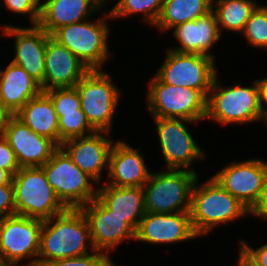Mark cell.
Returning a JSON list of instances; mask_svg holds the SVG:
<instances>
[{"label": "cell", "instance_id": "obj_1", "mask_svg": "<svg viewBox=\"0 0 267 266\" xmlns=\"http://www.w3.org/2000/svg\"><path fill=\"white\" fill-rule=\"evenodd\" d=\"M87 242L93 253L90 228L83 211L67 208L63 213L43 221L37 261L45 264L90 254Z\"/></svg>", "mask_w": 267, "mask_h": 266}, {"label": "cell", "instance_id": "obj_2", "mask_svg": "<svg viewBox=\"0 0 267 266\" xmlns=\"http://www.w3.org/2000/svg\"><path fill=\"white\" fill-rule=\"evenodd\" d=\"M197 181L196 179L191 194L190 218L198 236L211 232L216 225L250 214L249 209L213 177L204 185L198 186Z\"/></svg>", "mask_w": 267, "mask_h": 266}, {"label": "cell", "instance_id": "obj_3", "mask_svg": "<svg viewBox=\"0 0 267 266\" xmlns=\"http://www.w3.org/2000/svg\"><path fill=\"white\" fill-rule=\"evenodd\" d=\"M191 170L166 169L152 172L143 186L145 211L151 213H190L191 194L197 177Z\"/></svg>", "mask_w": 267, "mask_h": 266}, {"label": "cell", "instance_id": "obj_4", "mask_svg": "<svg viewBox=\"0 0 267 266\" xmlns=\"http://www.w3.org/2000/svg\"><path fill=\"white\" fill-rule=\"evenodd\" d=\"M218 84L215 76L207 99L206 119L223 125L264 120L257 80L252 87L233 85L223 88Z\"/></svg>", "mask_w": 267, "mask_h": 266}, {"label": "cell", "instance_id": "obj_5", "mask_svg": "<svg viewBox=\"0 0 267 266\" xmlns=\"http://www.w3.org/2000/svg\"><path fill=\"white\" fill-rule=\"evenodd\" d=\"M15 212L39 220H48L67 208L57 198L42 167L20 168L13 176Z\"/></svg>", "mask_w": 267, "mask_h": 266}, {"label": "cell", "instance_id": "obj_6", "mask_svg": "<svg viewBox=\"0 0 267 266\" xmlns=\"http://www.w3.org/2000/svg\"><path fill=\"white\" fill-rule=\"evenodd\" d=\"M41 167L57 198L66 208L80 209L97 197L98 188L91 183L93 179L61 147Z\"/></svg>", "mask_w": 267, "mask_h": 266}, {"label": "cell", "instance_id": "obj_7", "mask_svg": "<svg viewBox=\"0 0 267 266\" xmlns=\"http://www.w3.org/2000/svg\"><path fill=\"white\" fill-rule=\"evenodd\" d=\"M94 22L80 21L57 29L51 37L66 46L89 70H101L109 56L107 19L110 13Z\"/></svg>", "mask_w": 267, "mask_h": 266}, {"label": "cell", "instance_id": "obj_8", "mask_svg": "<svg viewBox=\"0 0 267 266\" xmlns=\"http://www.w3.org/2000/svg\"><path fill=\"white\" fill-rule=\"evenodd\" d=\"M147 102L152 117L182 118L195 123L207 116V98L199 90L166 84L156 75L150 80Z\"/></svg>", "mask_w": 267, "mask_h": 266}, {"label": "cell", "instance_id": "obj_9", "mask_svg": "<svg viewBox=\"0 0 267 266\" xmlns=\"http://www.w3.org/2000/svg\"><path fill=\"white\" fill-rule=\"evenodd\" d=\"M80 106L89 124L97 132H109L118 106L120 91L111 76L101 70H89L76 84Z\"/></svg>", "mask_w": 267, "mask_h": 266}, {"label": "cell", "instance_id": "obj_10", "mask_svg": "<svg viewBox=\"0 0 267 266\" xmlns=\"http://www.w3.org/2000/svg\"><path fill=\"white\" fill-rule=\"evenodd\" d=\"M214 58L168 50L166 60L155 74L162 82L199 90L207 99L217 71Z\"/></svg>", "mask_w": 267, "mask_h": 266}, {"label": "cell", "instance_id": "obj_11", "mask_svg": "<svg viewBox=\"0 0 267 266\" xmlns=\"http://www.w3.org/2000/svg\"><path fill=\"white\" fill-rule=\"evenodd\" d=\"M157 125V134L164 156L167 169L192 170L195 159H206L205 153L196 144L193 136L187 130L184 123H193V121L182 118H157L154 117ZM190 168V169H189Z\"/></svg>", "mask_w": 267, "mask_h": 266}, {"label": "cell", "instance_id": "obj_12", "mask_svg": "<svg viewBox=\"0 0 267 266\" xmlns=\"http://www.w3.org/2000/svg\"><path fill=\"white\" fill-rule=\"evenodd\" d=\"M42 226V220L17 214L0 219V253L11 264L37 261Z\"/></svg>", "mask_w": 267, "mask_h": 266}, {"label": "cell", "instance_id": "obj_13", "mask_svg": "<svg viewBox=\"0 0 267 266\" xmlns=\"http://www.w3.org/2000/svg\"><path fill=\"white\" fill-rule=\"evenodd\" d=\"M80 209L88 221L94 250L107 254L123 241L136 239V230L98 197Z\"/></svg>", "mask_w": 267, "mask_h": 266}, {"label": "cell", "instance_id": "obj_14", "mask_svg": "<svg viewBox=\"0 0 267 266\" xmlns=\"http://www.w3.org/2000/svg\"><path fill=\"white\" fill-rule=\"evenodd\" d=\"M266 176V161L252 159L232 162L212 177L250 210L260 196Z\"/></svg>", "mask_w": 267, "mask_h": 266}, {"label": "cell", "instance_id": "obj_15", "mask_svg": "<svg viewBox=\"0 0 267 266\" xmlns=\"http://www.w3.org/2000/svg\"><path fill=\"white\" fill-rule=\"evenodd\" d=\"M14 151L20 168L41 167L58 146L49 138L38 135L15 115H11L1 133Z\"/></svg>", "mask_w": 267, "mask_h": 266}, {"label": "cell", "instance_id": "obj_16", "mask_svg": "<svg viewBox=\"0 0 267 266\" xmlns=\"http://www.w3.org/2000/svg\"><path fill=\"white\" fill-rule=\"evenodd\" d=\"M1 28L4 35L15 36V57L12 62L21 66L41 85L45 74L46 45L51 35L39 25L29 28L5 25Z\"/></svg>", "mask_w": 267, "mask_h": 266}, {"label": "cell", "instance_id": "obj_17", "mask_svg": "<svg viewBox=\"0 0 267 266\" xmlns=\"http://www.w3.org/2000/svg\"><path fill=\"white\" fill-rule=\"evenodd\" d=\"M197 236L191 224L190 213L146 212L136 230L135 240L149 244H172Z\"/></svg>", "mask_w": 267, "mask_h": 266}, {"label": "cell", "instance_id": "obj_18", "mask_svg": "<svg viewBox=\"0 0 267 266\" xmlns=\"http://www.w3.org/2000/svg\"><path fill=\"white\" fill-rule=\"evenodd\" d=\"M42 91L74 88L89 69L66 47L50 37L45 54Z\"/></svg>", "mask_w": 267, "mask_h": 266}, {"label": "cell", "instance_id": "obj_19", "mask_svg": "<svg viewBox=\"0 0 267 266\" xmlns=\"http://www.w3.org/2000/svg\"><path fill=\"white\" fill-rule=\"evenodd\" d=\"M103 134L109 135V132H95L86 137L73 138L60 146L96 184L101 180L104 166L108 168L109 155L113 146L112 139L106 138Z\"/></svg>", "mask_w": 267, "mask_h": 266}, {"label": "cell", "instance_id": "obj_20", "mask_svg": "<svg viewBox=\"0 0 267 266\" xmlns=\"http://www.w3.org/2000/svg\"><path fill=\"white\" fill-rule=\"evenodd\" d=\"M110 182L116 187H143L149 180L148 171L141 154L124 141L113 144L108 164Z\"/></svg>", "mask_w": 267, "mask_h": 266}, {"label": "cell", "instance_id": "obj_21", "mask_svg": "<svg viewBox=\"0 0 267 266\" xmlns=\"http://www.w3.org/2000/svg\"><path fill=\"white\" fill-rule=\"evenodd\" d=\"M172 29H174L173 36L180 42L181 46L170 50L214 58L209 50L216 41L220 40L221 30H219L216 14L213 10L204 16L186 21Z\"/></svg>", "mask_w": 267, "mask_h": 266}, {"label": "cell", "instance_id": "obj_22", "mask_svg": "<svg viewBox=\"0 0 267 266\" xmlns=\"http://www.w3.org/2000/svg\"><path fill=\"white\" fill-rule=\"evenodd\" d=\"M105 3L106 0H46L41 3L38 25L52 35L63 26L85 21Z\"/></svg>", "mask_w": 267, "mask_h": 266}, {"label": "cell", "instance_id": "obj_23", "mask_svg": "<svg viewBox=\"0 0 267 266\" xmlns=\"http://www.w3.org/2000/svg\"><path fill=\"white\" fill-rule=\"evenodd\" d=\"M41 92L40 84L12 61L0 70V99L10 115H15L27 101Z\"/></svg>", "mask_w": 267, "mask_h": 266}, {"label": "cell", "instance_id": "obj_24", "mask_svg": "<svg viewBox=\"0 0 267 266\" xmlns=\"http://www.w3.org/2000/svg\"><path fill=\"white\" fill-rule=\"evenodd\" d=\"M97 197L114 214L123 217L137 230L146 213L143 187H116L106 184L98 188Z\"/></svg>", "mask_w": 267, "mask_h": 266}, {"label": "cell", "instance_id": "obj_25", "mask_svg": "<svg viewBox=\"0 0 267 266\" xmlns=\"http://www.w3.org/2000/svg\"><path fill=\"white\" fill-rule=\"evenodd\" d=\"M15 116L33 132L49 138L59 147L58 116L51 98L45 92L27 101Z\"/></svg>", "mask_w": 267, "mask_h": 266}, {"label": "cell", "instance_id": "obj_26", "mask_svg": "<svg viewBox=\"0 0 267 266\" xmlns=\"http://www.w3.org/2000/svg\"><path fill=\"white\" fill-rule=\"evenodd\" d=\"M213 9V0H164L156 27L166 31L195 20Z\"/></svg>", "mask_w": 267, "mask_h": 266}, {"label": "cell", "instance_id": "obj_27", "mask_svg": "<svg viewBox=\"0 0 267 266\" xmlns=\"http://www.w3.org/2000/svg\"><path fill=\"white\" fill-rule=\"evenodd\" d=\"M213 11L220 28L242 33L246 22L258 6L252 0H213ZM216 7V8H215ZM215 8V9H214Z\"/></svg>", "mask_w": 267, "mask_h": 266}, {"label": "cell", "instance_id": "obj_28", "mask_svg": "<svg viewBox=\"0 0 267 266\" xmlns=\"http://www.w3.org/2000/svg\"><path fill=\"white\" fill-rule=\"evenodd\" d=\"M164 0H119L109 11L111 18L127 17L131 14L145 13L144 20L155 26ZM107 2V0H106Z\"/></svg>", "mask_w": 267, "mask_h": 266}, {"label": "cell", "instance_id": "obj_29", "mask_svg": "<svg viewBox=\"0 0 267 266\" xmlns=\"http://www.w3.org/2000/svg\"><path fill=\"white\" fill-rule=\"evenodd\" d=\"M59 122V147L67 140L79 137H86L97 132L90 124L83 112L77 109V112L62 113L58 118Z\"/></svg>", "mask_w": 267, "mask_h": 266}, {"label": "cell", "instance_id": "obj_30", "mask_svg": "<svg viewBox=\"0 0 267 266\" xmlns=\"http://www.w3.org/2000/svg\"><path fill=\"white\" fill-rule=\"evenodd\" d=\"M247 42L258 48H267V6L258 5L242 32Z\"/></svg>", "mask_w": 267, "mask_h": 266}, {"label": "cell", "instance_id": "obj_31", "mask_svg": "<svg viewBox=\"0 0 267 266\" xmlns=\"http://www.w3.org/2000/svg\"><path fill=\"white\" fill-rule=\"evenodd\" d=\"M54 105L58 118L62 113L77 112L80 109V97L77 89L74 88H54L44 91Z\"/></svg>", "mask_w": 267, "mask_h": 266}, {"label": "cell", "instance_id": "obj_32", "mask_svg": "<svg viewBox=\"0 0 267 266\" xmlns=\"http://www.w3.org/2000/svg\"><path fill=\"white\" fill-rule=\"evenodd\" d=\"M110 256L104 252L94 250L92 254L55 260L43 264L44 266H115Z\"/></svg>", "mask_w": 267, "mask_h": 266}, {"label": "cell", "instance_id": "obj_33", "mask_svg": "<svg viewBox=\"0 0 267 266\" xmlns=\"http://www.w3.org/2000/svg\"><path fill=\"white\" fill-rule=\"evenodd\" d=\"M6 8L17 14H27L32 25H38L41 15V4L39 0H3Z\"/></svg>", "mask_w": 267, "mask_h": 266}, {"label": "cell", "instance_id": "obj_34", "mask_svg": "<svg viewBox=\"0 0 267 266\" xmlns=\"http://www.w3.org/2000/svg\"><path fill=\"white\" fill-rule=\"evenodd\" d=\"M0 168L10 172L13 176L20 169L14 151L2 134H0Z\"/></svg>", "mask_w": 267, "mask_h": 266}, {"label": "cell", "instance_id": "obj_35", "mask_svg": "<svg viewBox=\"0 0 267 266\" xmlns=\"http://www.w3.org/2000/svg\"><path fill=\"white\" fill-rule=\"evenodd\" d=\"M15 214L14 185H0V219Z\"/></svg>", "mask_w": 267, "mask_h": 266}, {"label": "cell", "instance_id": "obj_36", "mask_svg": "<svg viewBox=\"0 0 267 266\" xmlns=\"http://www.w3.org/2000/svg\"><path fill=\"white\" fill-rule=\"evenodd\" d=\"M254 265L267 266V243L254 249L246 242L241 241L240 250Z\"/></svg>", "mask_w": 267, "mask_h": 266}, {"label": "cell", "instance_id": "obj_37", "mask_svg": "<svg viewBox=\"0 0 267 266\" xmlns=\"http://www.w3.org/2000/svg\"><path fill=\"white\" fill-rule=\"evenodd\" d=\"M250 215L267 219V176L265 178L260 196L255 205L249 210Z\"/></svg>", "mask_w": 267, "mask_h": 266}, {"label": "cell", "instance_id": "obj_38", "mask_svg": "<svg viewBox=\"0 0 267 266\" xmlns=\"http://www.w3.org/2000/svg\"><path fill=\"white\" fill-rule=\"evenodd\" d=\"M260 93V104L263 111V115L267 114V106L264 107V104L267 105V78L257 80Z\"/></svg>", "mask_w": 267, "mask_h": 266}, {"label": "cell", "instance_id": "obj_39", "mask_svg": "<svg viewBox=\"0 0 267 266\" xmlns=\"http://www.w3.org/2000/svg\"><path fill=\"white\" fill-rule=\"evenodd\" d=\"M13 184V175L0 168V185Z\"/></svg>", "mask_w": 267, "mask_h": 266}, {"label": "cell", "instance_id": "obj_40", "mask_svg": "<svg viewBox=\"0 0 267 266\" xmlns=\"http://www.w3.org/2000/svg\"><path fill=\"white\" fill-rule=\"evenodd\" d=\"M10 116L11 115L9 114V112L3 107L0 99V134L2 133L3 126L5 125Z\"/></svg>", "mask_w": 267, "mask_h": 266}, {"label": "cell", "instance_id": "obj_41", "mask_svg": "<svg viewBox=\"0 0 267 266\" xmlns=\"http://www.w3.org/2000/svg\"><path fill=\"white\" fill-rule=\"evenodd\" d=\"M238 256V266H256L241 251Z\"/></svg>", "mask_w": 267, "mask_h": 266}, {"label": "cell", "instance_id": "obj_42", "mask_svg": "<svg viewBox=\"0 0 267 266\" xmlns=\"http://www.w3.org/2000/svg\"><path fill=\"white\" fill-rule=\"evenodd\" d=\"M18 265L19 263H12L10 266H18ZM26 266H44V265L39 261H34V262H29Z\"/></svg>", "mask_w": 267, "mask_h": 266}, {"label": "cell", "instance_id": "obj_43", "mask_svg": "<svg viewBox=\"0 0 267 266\" xmlns=\"http://www.w3.org/2000/svg\"><path fill=\"white\" fill-rule=\"evenodd\" d=\"M11 263L0 253V266H10Z\"/></svg>", "mask_w": 267, "mask_h": 266}, {"label": "cell", "instance_id": "obj_44", "mask_svg": "<svg viewBox=\"0 0 267 266\" xmlns=\"http://www.w3.org/2000/svg\"><path fill=\"white\" fill-rule=\"evenodd\" d=\"M264 120H265V122L267 124V114L264 116Z\"/></svg>", "mask_w": 267, "mask_h": 266}]
</instances>
